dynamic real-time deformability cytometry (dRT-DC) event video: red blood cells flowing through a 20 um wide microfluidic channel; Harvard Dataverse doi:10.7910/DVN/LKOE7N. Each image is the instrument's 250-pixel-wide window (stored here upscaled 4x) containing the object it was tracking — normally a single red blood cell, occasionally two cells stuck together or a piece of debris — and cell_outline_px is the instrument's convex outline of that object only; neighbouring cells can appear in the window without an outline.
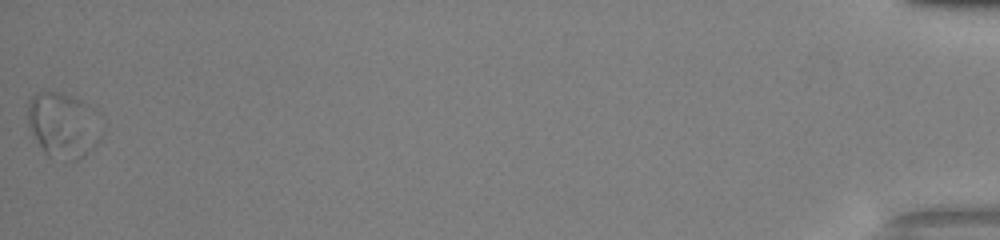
{"species": "common noctule bat (a hibernating species)", "species_latin": "Nyctalus noctula", "temperature_condition": "warm", "stored_images_in_passage": 48, "segment_of_instrument_passage": [2, 2], "camera_frame_rate_fps": 3000, "um_per_image_px": 0.085, "animal": {"sex": "male", "body_mass_g": 13.0, "forearm_length_mm": 53.1}, "frame": {"image": 1, "passage_image": 48, "time_ms": 15.667, "image_size_px": [1000, 240], "cell_outline_px": [[104, 132], [100, 140], [80, 160], [68, 160], [48, 156], [44, 152], [32, 132], [28, 124], [28, 104], [32, 96], [40, 92], [56, 92], [76, 96], [96, 104], [104, 112]], "centroid_in_image_um": [5.54, 10.58], "position_along_channel_um": 429.7, "area_um2": 29.54}}